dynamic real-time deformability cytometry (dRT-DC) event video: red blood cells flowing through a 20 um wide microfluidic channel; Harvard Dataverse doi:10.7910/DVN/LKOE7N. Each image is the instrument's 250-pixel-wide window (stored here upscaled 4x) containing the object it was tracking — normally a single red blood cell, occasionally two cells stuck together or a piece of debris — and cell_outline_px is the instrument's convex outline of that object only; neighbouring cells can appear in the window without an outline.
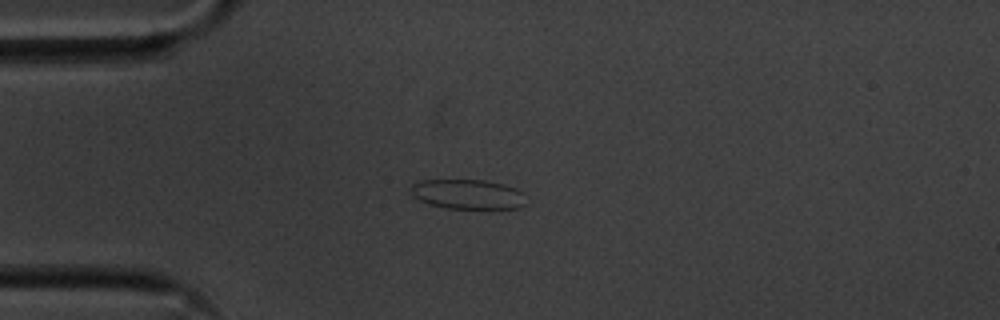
{"species": "common noctule bat (a hibernating species)", "species_latin": "Nyctalus noctula", "temperature_condition": "cold", "stored_images_in_passage": 42, "camera_frame_rate_fps": 3000, "um_per_image_px": 0.085, "animal": {"sex": "male", "body_mass_g": 20.1, "forearm_length_mm": 53.5}, "frame": {"image": 1, "passage_image": 1, "time_ms": 0.0, "image_size_px": [1000, 320], "cell_outline_px": [[524, 204], [520, 208], [448, 208], [428, 204], [412, 196], [412, 184], [420, 180], [484, 180], [504, 184], [516, 188], [524, 192]], "centroid_in_image_um": [39.77, 16.5], "position_along_channel_um": 45.2, "area_um2": 19.88}}
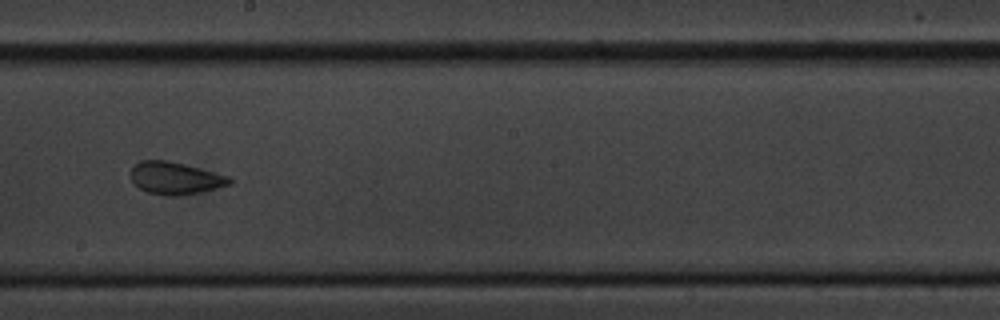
{"frame": {"image": 2, "passage_image": 18, "time_ms": 5.667, "image_size_px": [1000, 320], "cell_outline_px": [[232, 184], [200, 192], [176, 196], [164, 196], [148, 192], [132, 184], [132, 168], [140, 160], [168, 160], [232, 176]], "centroid_in_image_um": [14.93, 15.14], "position_along_channel_um": 233.3, "area_um2": 18.73}}
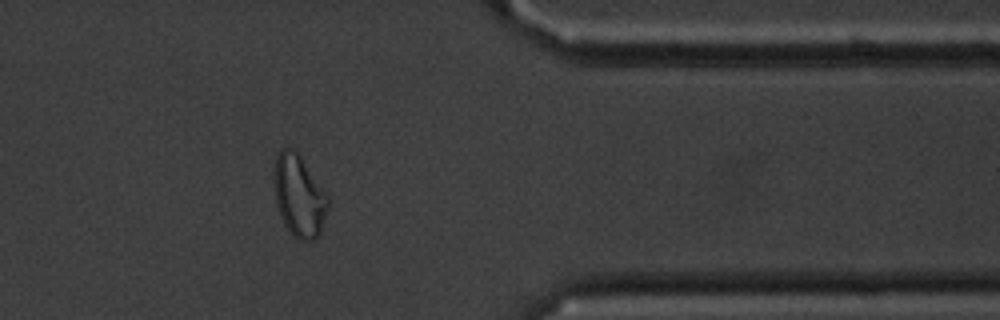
{"frame": {"image": 3, "passage_image": 32, "time_ms": 10.333, "image_size_px": [1000, 320], "cell_outline_px": [[328, 208], [320, 232], [316, 240], [300, 240], [284, 224], [280, 216], [276, 204], [272, 176], [276, 156], [280, 148], [292, 148], [300, 156], [328, 196]], "centroid_in_image_um": [25.38, 16.63], "position_along_channel_um": 386.0, "area_um2": 25.61}, "authors_computed_cell_mechanics": {"area_um2": 19.1896, "velocity_mm_per_s": 3.6103, "shape_relaxation_time_tau1_ms": 9.6056, "shape_relaxation_time_tau2_ms": 1.1038, "deformation_change_tau1": 0.1479, "deformation_change_tau2": 0.063}}